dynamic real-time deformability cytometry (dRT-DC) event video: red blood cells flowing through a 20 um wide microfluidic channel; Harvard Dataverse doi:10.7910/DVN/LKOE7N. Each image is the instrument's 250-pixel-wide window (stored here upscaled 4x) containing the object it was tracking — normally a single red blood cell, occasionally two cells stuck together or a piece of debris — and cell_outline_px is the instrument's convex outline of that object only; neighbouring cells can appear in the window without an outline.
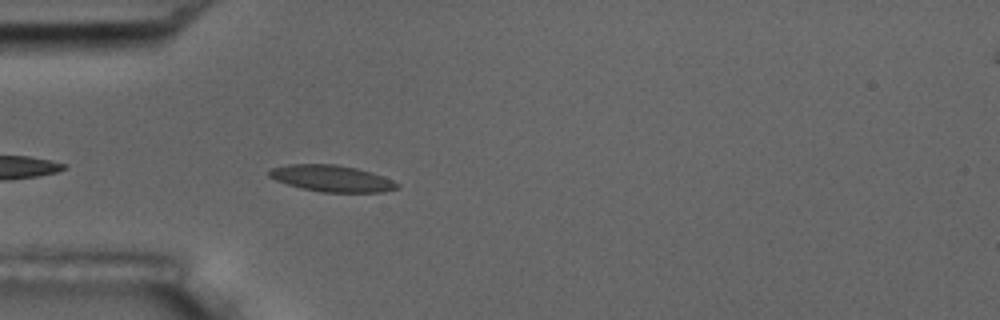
{"species": "common noctule bat (a hibernating species)", "species_latin": "Nyctalus noctula", "temperature_condition": "room temperature", "stored_images_in_passage": 5, "camera_frame_rate_fps": 3000, "um_per_image_px": 0.085, "animal": {"sex": "male", "body_mass_g": 17.5, "forearm_length_mm": 52.3}, "frame": {"image": 1, "passage_image": 5, "time_ms": 4.667, "image_size_px": [1000, 320], "cell_outline_px": [[400, 188], [384, 192], [320, 192], [300, 188], [276, 180], [268, 176], [268, 172], [272, 168], [288, 164], [336, 164], [356, 168], [372, 172], [392, 180], [400, 184]], "centroid_in_image_um": [28.22, 15.17], "position_along_channel_um": 56.8, "area_um2": 19.83}}